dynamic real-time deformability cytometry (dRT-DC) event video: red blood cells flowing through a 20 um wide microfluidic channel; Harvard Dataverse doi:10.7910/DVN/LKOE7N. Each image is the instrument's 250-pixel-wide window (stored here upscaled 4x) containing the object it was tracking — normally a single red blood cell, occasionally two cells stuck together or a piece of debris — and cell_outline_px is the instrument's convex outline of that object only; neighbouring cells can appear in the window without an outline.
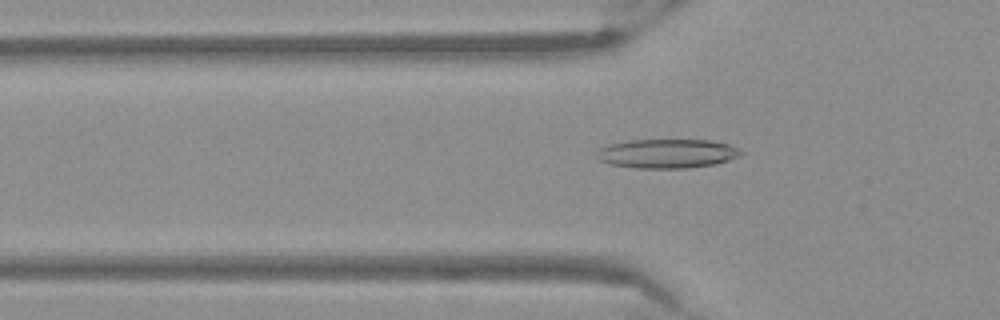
{"species": "Egyptian fruit bat (a non-hibernating species)", "species_latin": "Rousettus aegyptiacus", "temperature_condition": "warm", "stored_images_in_passage": 53, "camera_frame_rate_fps": 3000, "um_per_image_px": 0.085, "frame": {"image": 1, "passage_image": 18, "time_ms": 5.667, "image_size_px": [1000, 320], "cell_outline_px": [[744, 152], [740, 156], [716, 164], [688, 168], [636, 168], [612, 164], [600, 160], [600, 148], [608, 144], [632, 140], [708, 140], [728, 144]], "centroid_in_image_um": [56.76, 13.05], "position_along_channel_um": 69.0, "area_um2": 24.16}}
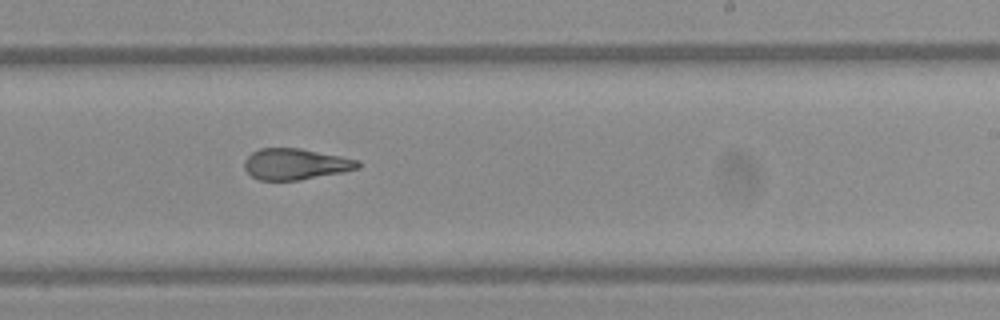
{"frame": {"image": 2, "passage_image": 33, "time_ms": 10.667, "image_size_px": [1000, 320], "cell_outline_px": [[360, 168], [344, 172], [300, 180], [260, 180], [252, 176], [244, 168], [244, 160], [252, 152], [260, 148], [300, 148], [360, 160]], "centroid_in_image_um": [25.13, 13.95], "position_along_channel_um": 263.9, "area_um2": 20.63}}
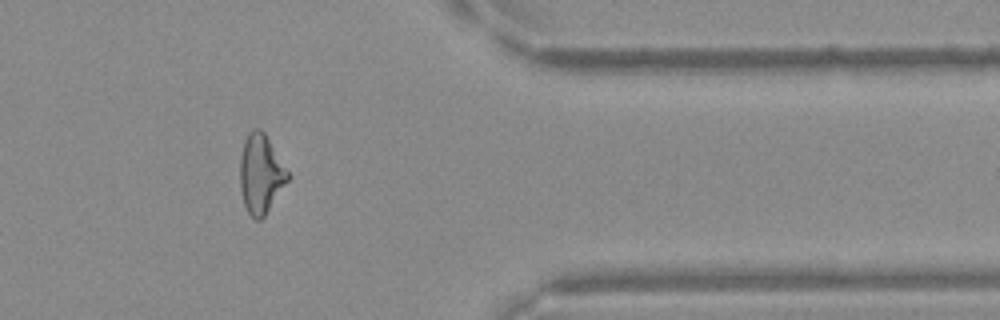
{"frame": {"image": 3, "passage_image": 44, "time_ms": 14.333, "image_size_px": [1000, 320], "cell_outline_px": [[288, 180], [264, 216], [260, 220], [256, 220], [248, 212], [244, 204], [240, 188], [240, 156], [244, 140], [248, 132], [252, 128], [260, 128], [264, 132], [288, 172]], "centroid_in_image_um": [22.13, 14.76], "position_along_channel_um": 389.3, "area_um2": 21.68}}